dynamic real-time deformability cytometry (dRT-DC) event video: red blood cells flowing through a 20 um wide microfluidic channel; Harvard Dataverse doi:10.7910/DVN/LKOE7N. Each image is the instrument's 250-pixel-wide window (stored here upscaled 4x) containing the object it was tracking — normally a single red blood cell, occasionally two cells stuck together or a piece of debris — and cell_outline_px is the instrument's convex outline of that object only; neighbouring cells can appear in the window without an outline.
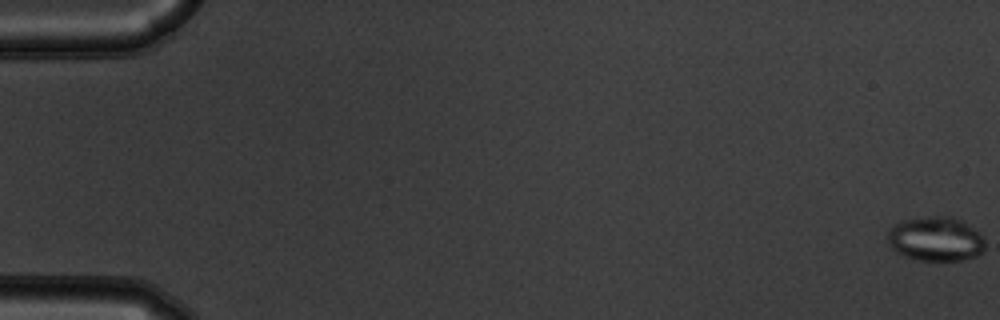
{"species": "common noctule bat (a hibernating species)", "species_latin": "Nyctalus noctula", "temperature_condition": "warm", "stored_images_in_passage": 56, "camera_frame_rate_fps": 3000, "um_per_image_px": 0.085, "animal": {"sex": "male", "body_mass_g": 19.5, "forearm_length_mm": 54.6}, "frame": {"image": 1, "passage_image": 1, "time_ms": 0.0, "image_size_px": [1000, 320], "cell_outline_px": [[984, 248], [976, 256], [960, 260], [916, 260], [892, 248], [888, 240], [888, 232], [896, 224], [904, 220], [928, 216], [952, 216], [964, 220], [984, 240]], "centroid_in_image_um": [79.55, 20.29], "position_along_channel_um": 5.5, "area_um2": 24.74}}
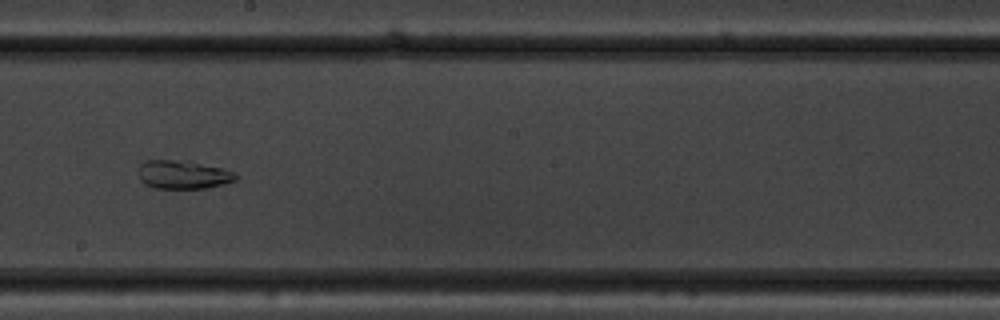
{"frame": {"image": 2, "passage_image": 33, "time_ms": 10.667, "image_size_px": [1000, 320], "cell_outline_px": [[240, 176], [236, 180], [224, 184], [204, 188], [152, 188], [144, 184], [140, 180], [140, 164], [144, 160], [188, 160], [220, 168], [232, 172]], "centroid_in_image_um": [15.55, 14.84], "position_along_channel_um": 232.6, "area_um2": 16.18}}
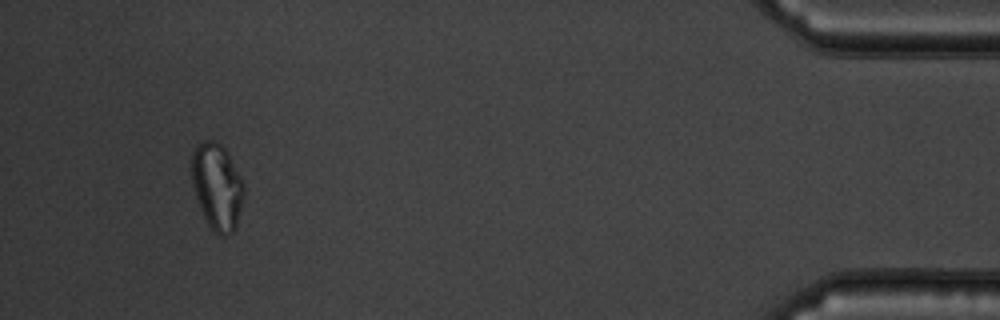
{"frame": {"image": 3, "passage_image": 53, "time_ms": 17.333, "image_size_px": [1000, 320], "cell_outline_px": [[244, 196], [236, 224], [232, 232], [228, 236], [220, 236], [208, 224], [200, 208], [192, 184], [192, 148], [204, 140], [216, 140], [228, 152], [244, 184]], "centroid_in_image_um": [18.45, 15.82], "position_along_channel_um": 416.8, "area_um2": 26.18}, "authors_computed_cell_mechanics": {"area_um2": 24.7095, "velocity_mm_per_s": 3.7309, "shape_relaxation_time_tau1_ms": null, "shape_relaxation_time_tau2_ms": 2.4179, "deformation_change_tau1": null, "deformation_change_tau2": 0.0663}}